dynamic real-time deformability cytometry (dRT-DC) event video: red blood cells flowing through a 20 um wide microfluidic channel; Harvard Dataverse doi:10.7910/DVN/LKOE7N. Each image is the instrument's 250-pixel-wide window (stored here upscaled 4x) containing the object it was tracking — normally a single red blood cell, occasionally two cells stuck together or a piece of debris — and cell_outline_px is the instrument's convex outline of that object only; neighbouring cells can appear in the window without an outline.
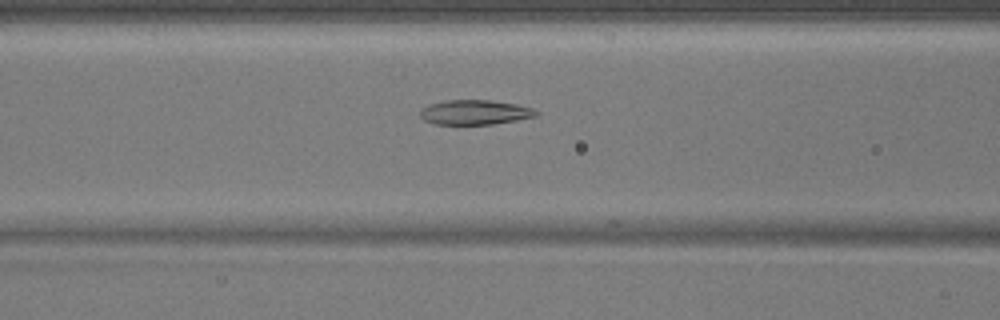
{"species": "common noctule bat (a hibernating species)", "species_latin": "Nyctalus noctula", "temperature_condition": "warm", "stored_images_in_passage": 39, "camera_frame_rate_fps": 3000, "um_per_image_px": 0.085, "animal": {"sex": "male", "body_mass_g": 17.9}, "frame": {"image": 1, "passage_image": 9, "time_ms": 2.667, "image_size_px": [1000, 320], "cell_outline_px": [[540, 116], [492, 124], [432, 124], [424, 120], [420, 116], [420, 112], [428, 104], [444, 100], [488, 100], [516, 104], [532, 108], [540, 112]], "centroid_in_image_um": [40.38, 9.54], "position_along_channel_um": 126.2, "area_um2": 16.76}}
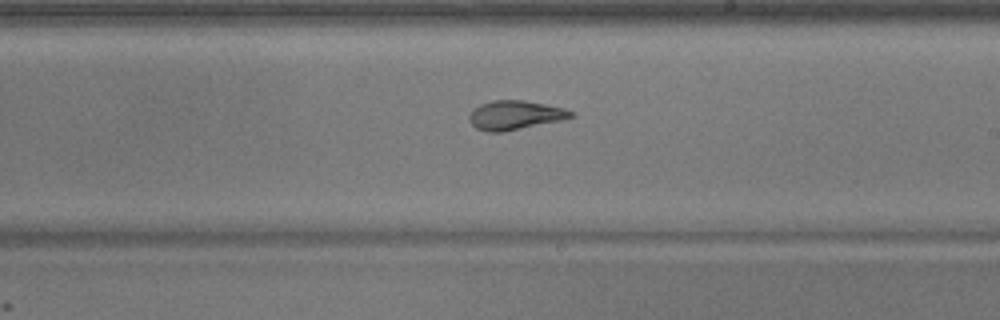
{"frame": {"image": 2, "passage_image": 18, "time_ms": 5.667, "image_size_px": [1000, 320], "cell_outline_px": [[572, 116], [560, 120], [504, 132], [488, 132], [476, 128], [468, 120], [468, 116], [480, 104], [492, 100], [524, 100], [564, 108], [572, 112]], "centroid_in_image_um": [43.73, 9.79], "position_along_channel_um": 245.3, "area_um2": 16.99}}
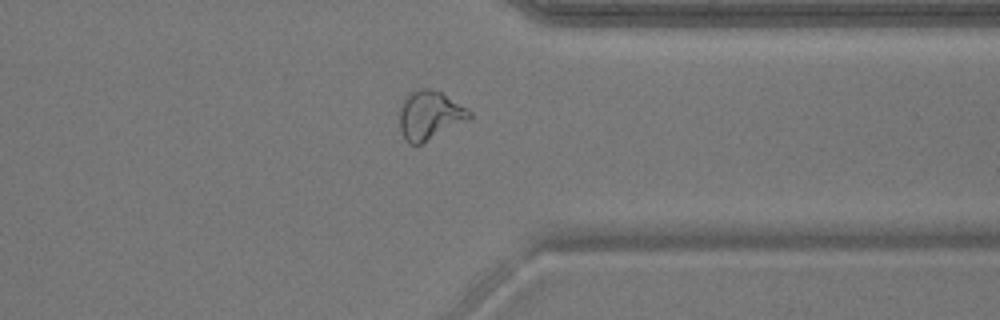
{"frame": {"image": 3, "passage_image": 28, "time_ms": 9.0, "image_size_px": [1000, 320], "cell_outline_px": [[472, 116], [468, 120], [420, 144], [412, 144], [404, 140], [400, 132], [400, 108], [404, 100], [412, 92], [420, 88], [428, 88], [440, 92], [468, 108], [472, 112]], "centroid_in_image_um": [36.53, 9.8], "position_along_channel_um": 374.9, "area_um2": 19.59}}